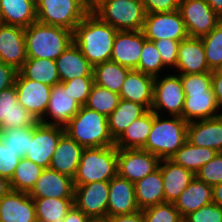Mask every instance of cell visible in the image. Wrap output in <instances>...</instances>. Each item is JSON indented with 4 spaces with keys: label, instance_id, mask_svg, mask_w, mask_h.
<instances>
[{
    "label": "cell",
    "instance_id": "cell-21",
    "mask_svg": "<svg viewBox=\"0 0 222 222\" xmlns=\"http://www.w3.org/2000/svg\"><path fill=\"white\" fill-rule=\"evenodd\" d=\"M1 222H37L34 200L28 193L11 190L0 199Z\"/></svg>",
    "mask_w": 222,
    "mask_h": 222
},
{
    "label": "cell",
    "instance_id": "cell-23",
    "mask_svg": "<svg viewBox=\"0 0 222 222\" xmlns=\"http://www.w3.org/2000/svg\"><path fill=\"white\" fill-rule=\"evenodd\" d=\"M138 210L134 183L117 174L109 181L107 216L132 214Z\"/></svg>",
    "mask_w": 222,
    "mask_h": 222
},
{
    "label": "cell",
    "instance_id": "cell-52",
    "mask_svg": "<svg viewBox=\"0 0 222 222\" xmlns=\"http://www.w3.org/2000/svg\"><path fill=\"white\" fill-rule=\"evenodd\" d=\"M108 222H144L142 210H138L132 214L107 216Z\"/></svg>",
    "mask_w": 222,
    "mask_h": 222
},
{
    "label": "cell",
    "instance_id": "cell-4",
    "mask_svg": "<svg viewBox=\"0 0 222 222\" xmlns=\"http://www.w3.org/2000/svg\"><path fill=\"white\" fill-rule=\"evenodd\" d=\"M166 117L153 112L151 132L142 148L160 159H170L187 141L188 122L178 116Z\"/></svg>",
    "mask_w": 222,
    "mask_h": 222
},
{
    "label": "cell",
    "instance_id": "cell-48",
    "mask_svg": "<svg viewBox=\"0 0 222 222\" xmlns=\"http://www.w3.org/2000/svg\"><path fill=\"white\" fill-rule=\"evenodd\" d=\"M21 157L7 147L0 138V176L11 179Z\"/></svg>",
    "mask_w": 222,
    "mask_h": 222
},
{
    "label": "cell",
    "instance_id": "cell-53",
    "mask_svg": "<svg viewBox=\"0 0 222 222\" xmlns=\"http://www.w3.org/2000/svg\"><path fill=\"white\" fill-rule=\"evenodd\" d=\"M92 219L74 205L67 212L63 222H90Z\"/></svg>",
    "mask_w": 222,
    "mask_h": 222
},
{
    "label": "cell",
    "instance_id": "cell-29",
    "mask_svg": "<svg viewBox=\"0 0 222 222\" xmlns=\"http://www.w3.org/2000/svg\"><path fill=\"white\" fill-rule=\"evenodd\" d=\"M213 202L212 186L196 177L174 202L180 216L184 218L190 212Z\"/></svg>",
    "mask_w": 222,
    "mask_h": 222
},
{
    "label": "cell",
    "instance_id": "cell-18",
    "mask_svg": "<svg viewBox=\"0 0 222 222\" xmlns=\"http://www.w3.org/2000/svg\"><path fill=\"white\" fill-rule=\"evenodd\" d=\"M26 60L25 28L0 23V62L19 71Z\"/></svg>",
    "mask_w": 222,
    "mask_h": 222
},
{
    "label": "cell",
    "instance_id": "cell-3",
    "mask_svg": "<svg viewBox=\"0 0 222 222\" xmlns=\"http://www.w3.org/2000/svg\"><path fill=\"white\" fill-rule=\"evenodd\" d=\"M73 42V31L35 21L25 28L27 58L56 60Z\"/></svg>",
    "mask_w": 222,
    "mask_h": 222
},
{
    "label": "cell",
    "instance_id": "cell-17",
    "mask_svg": "<svg viewBox=\"0 0 222 222\" xmlns=\"http://www.w3.org/2000/svg\"><path fill=\"white\" fill-rule=\"evenodd\" d=\"M146 40L142 30L117 31L113 42L110 61L130 69H136Z\"/></svg>",
    "mask_w": 222,
    "mask_h": 222
},
{
    "label": "cell",
    "instance_id": "cell-14",
    "mask_svg": "<svg viewBox=\"0 0 222 222\" xmlns=\"http://www.w3.org/2000/svg\"><path fill=\"white\" fill-rule=\"evenodd\" d=\"M160 158L144 149H118V175L135 183L159 167Z\"/></svg>",
    "mask_w": 222,
    "mask_h": 222
},
{
    "label": "cell",
    "instance_id": "cell-25",
    "mask_svg": "<svg viewBox=\"0 0 222 222\" xmlns=\"http://www.w3.org/2000/svg\"><path fill=\"white\" fill-rule=\"evenodd\" d=\"M154 80L150 75L131 69L121 87L120 99L144 105L150 110L153 104Z\"/></svg>",
    "mask_w": 222,
    "mask_h": 222
},
{
    "label": "cell",
    "instance_id": "cell-37",
    "mask_svg": "<svg viewBox=\"0 0 222 222\" xmlns=\"http://www.w3.org/2000/svg\"><path fill=\"white\" fill-rule=\"evenodd\" d=\"M37 222H63L74 198H33Z\"/></svg>",
    "mask_w": 222,
    "mask_h": 222
},
{
    "label": "cell",
    "instance_id": "cell-55",
    "mask_svg": "<svg viewBox=\"0 0 222 222\" xmlns=\"http://www.w3.org/2000/svg\"><path fill=\"white\" fill-rule=\"evenodd\" d=\"M10 180L0 176V199L11 191Z\"/></svg>",
    "mask_w": 222,
    "mask_h": 222
},
{
    "label": "cell",
    "instance_id": "cell-9",
    "mask_svg": "<svg viewBox=\"0 0 222 222\" xmlns=\"http://www.w3.org/2000/svg\"><path fill=\"white\" fill-rule=\"evenodd\" d=\"M172 71V74L155 77L151 110L162 116L168 114L167 116L182 117L185 94L180 75Z\"/></svg>",
    "mask_w": 222,
    "mask_h": 222
},
{
    "label": "cell",
    "instance_id": "cell-31",
    "mask_svg": "<svg viewBox=\"0 0 222 222\" xmlns=\"http://www.w3.org/2000/svg\"><path fill=\"white\" fill-rule=\"evenodd\" d=\"M135 198L140 210L165 202L163 177L158 167L145 178L134 183Z\"/></svg>",
    "mask_w": 222,
    "mask_h": 222
},
{
    "label": "cell",
    "instance_id": "cell-19",
    "mask_svg": "<svg viewBox=\"0 0 222 222\" xmlns=\"http://www.w3.org/2000/svg\"><path fill=\"white\" fill-rule=\"evenodd\" d=\"M38 122L19 104L15 85L0 91V130L34 127Z\"/></svg>",
    "mask_w": 222,
    "mask_h": 222
},
{
    "label": "cell",
    "instance_id": "cell-39",
    "mask_svg": "<svg viewBox=\"0 0 222 222\" xmlns=\"http://www.w3.org/2000/svg\"><path fill=\"white\" fill-rule=\"evenodd\" d=\"M119 100L118 93L93 84L84 106L108 117L118 106Z\"/></svg>",
    "mask_w": 222,
    "mask_h": 222
},
{
    "label": "cell",
    "instance_id": "cell-30",
    "mask_svg": "<svg viewBox=\"0 0 222 222\" xmlns=\"http://www.w3.org/2000/svg\"><path fill=\"white\" fill-rule=\"evenodd\" d=\"M0 23L26 28L37 21L36 0H0Z\"/></svg>",
    "mask_w": 222,
    "mask_h": 222
},
{
    "label": "cell",
    "instance_id": "cell-34",
    "mask_svg": "<svg viewBox=\"0 0 222 222\" xmlns=\"http://www.w3.org/2000/svg\"><path fill=\"white\" fill-rule=\"evenodd\" d=\"M217 154L216 150L202 148L186 141L170 160L196 174L202 166L211 161Z\"/></svg>",
    "mask_w": 222,
    "mask_h": 222
},
{
    "label": "cell",
    "instance_id": "cell-38",
    "mask_svg": "<svg viewBox=\"0 0 222 222\" xmlns=\"http://www.w3.org/2000/svg\"><path fill=\"white\" fill-rule=\"evenodd\" d=\"M43 169L44 168L25 157L21 158L10 179L11 189L29 193L40 177Z\"/></svg>",
    "mask_w": 222,
    "mask_h": 222
},
{
    "label": "cell",
    "instance_id": "cell-2",
    "mask_svg": "<svg viewBox=\"0 0 222 222\" xmlns=\"http://www.w3.org/2000/svg\"><path fill=\"white\" fill-rule=\"evenodd\" d=\"M185 94L182 118L187 121L215 118L222 115L212 89V71L179 74Z\"/></svg>",
    "mask_w": 222,
    "mask_h": 222
},
{
    "label": "cell",
    "instance_id": "cell-11",
    "mask_svg": "<svg viewBox=\"0 0 222 222\" xmlns=\"http://www.w3.org/2000/svg\"><path fill=\"white\" fill-rule=\"evenodd\" d=\"M142 32L148 41L162 39L181 41L188 37L179 10L146 14Z\"/></svg>",
    "mask_w": 222,
    "mask_h": 222
},
{
    "label": "cell",
    "instance_id": "cell-35",
    "mask_svg": "<svg viewBox=\"0 0 222 222\" xmlns=\"http://www.w3.org/2000/svg\"><path fill=\"white\" fill-rule=\"evenodd\" d=\"M19 72L27 79L38 81L51 87L60 83L55 60L27 58Z\"/></svg>",
    "mask_w": 222,
    "mask_h": 222
},
{
    "label": "cell",
    "instance_id": "cell-51",
    "mask_svg": "<svg viewBox=\"0 0 222 222\" xmlns=\"http://www.w3.org/2000/svg\"><path fill=\"white\" fill-rule=\"evenodd\" d=\"M212 89L219 108H222V69L212 71Z\"/></svg>",
    "mask_w": 222,
    "mask_h": 222
},
{
    "label": "cell",
    "instance_id": "cell-49",
    "mask_svg": "<svg viewBox=\"0 0 222 222\" xmlns=\"http://www.w3.org/2000/svg\"><path fill=\"white\" fill-rule=\"evenodd\" d=\"M146 14L172 12L179 9L180 0H141Z\"/></svg>",
    "mask_w": 222,
    "mask_h": 222
},
{
    "label": "cell",
    "instance_id": "cell-57",
    "mask_svg": "<svg viewBox=\"0 0 222 222\" xmlns=\"http://www.w3.org/2000/svg\"><path fill=\"white\" fill-rule=\"evenodd\" d=\"M83 5L92 12L103 0H81Z\"/></svg>",
    "mask_w": 222,
    "mask_h": 222
},
{
    "label": "cell",
    "instance_id": "cell-6",
    "mask_svg": "<svg viewBox=\"0 0 222 222\" xmlns=\"http://www.w3.org/2000/svg\"><path fill=\"white\" fill-rule=\"evenodd\" d=\"M117 151L115 145L84 148L73 178L74 185H84L97 181L109 182L118 174Z\"/></svg>",
    "mask_w": 222,
    "mask_h": 222
},
{
    "label": "cell",
    "instance_id": "cell-54",
    "mask_svg": "<svg viewBox=\"0 0 222 222\" xmlns=\"http://www.w3.org/2000/svg\"><path fill=\"white\" fill-rule=\"evenodd\" d=\"M213 203L222 207V183L212 186Z\"/></svg>",
    "mask_w": 222,
    "mask_h": 222
},
{
    "label": "cell",
    "instance_id": "cell-27",
    "mask_svg": "<svg viewBox=\"0 0 222 222\" xmlns=\"http://www.w3.org/2000/svg\"><path fill=\"white\" fill-rule=\"evenodd\" d=\"M83 149L69 135L64 133L58 141L49 168L73 179Z\"/></svg>",
    "mask_w": 222,
    "mask_h": 222
},
{
    "label": "cell",
    "instance_id": "cell-20",
    "mask_svg": "<svg viewBox=\"0 0 222 222\" xmlns=\"http://www.w3.org/2000/svg\"><path fill=\"white\" fill-rule=\"evenodd\" d=\"M74 188L72 178L45 168L28 195L32 198H74Z\"/></svg>",
    "mask_w": 222,
    "mask_h": 222
},
{
    "label": "cell",
    "instance_id": "cell-41",
    "mask_svg": "<svg viewBox=\"0 0 222 222\" xmlns=\"http://www.w3.org/2000/svg\"><path fill=\"white\" fill-rule=\"evenodd\" d=\"M33 127L10 128L0 130V138L3 143L16 152L21 158L29 152L30 141H32Z\"/></svg>",
    "mask_w": 222,
    "mask_h": 222
},
{
    "label": "cell",
    "instance_id": "cell-7",
    "mask_svg": "<svg viewBox=\"0 0 222 222\" xmlns=\"http://www.w3.org/2000/svg\"><path fill=\"white\" fill-rule=\"evenodd\" d=\"M92 12L117 31H140L146 17L141 0H103Z\"/></svg>",
    "mask_w": 222,
    "mask_h": 222
},
{
    "label": "cell",
    "instance_id": "cell-28",
    "mask_svg": "<svg viewBox=\"0 0 222 222\" xmlns=\"http://www.w3.org/2000/svg\"><path fill=\"white\" fill-rule=\"evenodd\" d=\"M55 62L60 82L69 81L76 77L93 76V66L74 42L66 48Z\"/></svg>",
    "mask_w": 222,
    "mask_h": 222
},
{
    "label": "cell",
    "instance_id": "cell-1",
    "mask_svg": "<svg viewBox=\"0 0 222 222\" xmlns=\"http://www.w3.org/2000/svg\"><path fill=\"white\" fill-rule=\"evenodd\" d=\"M117 30L89 12L73 31V42L94 67L110 61Z\"/></svg>",
    "mask_w": 222,
    "mask_h": 222
},
{
    "label": "cell",
    "instance_id": "cell-5",
    "mask_svg": "<svg viewBox=\"0 0 222 222\" xmlns=\"http://www.w3.org/2000/svg\"><path fill=\"white\" fill-rule=\"evenodd\" d=\"M64 128L65 133L83 148L115 145L107 117L86 106H82Z\"/></svg>",
    "mask_w": 222,
    "mask_h": 222
},
{
    "label": "cell",
    "instance_id": "cell-15",
    "mask_svg": "<svg viewBox=\"0 0 222 222\" xmlns=\"http://www.w3.org/2000/svg\"><path fill=\"white\" fill-rule=\"evenodd\" d=\"M14 85L19 104L40 121L46 113L52 87L27 79L19 71Z\"/></svg>",
    "mask_w": 222,
    "mask_h": 222
},
{
    "label": "cell",
    "instance_id": "cell-32",
    "mask_svg": "<svg viewBox=\"0 0 222 222\" xmlns=\"http://www.w3.org/2000/svg\"><path fill=\"white\" fill-rule=\"evenodd\" d=\"M153 125V111L150 109L137 118L115 140L117 149H142L149 137Z\"/></svg>",
    "mask_w": 222,
    "mask_h": 222
},
{
    "label": "cell",
    "instance_id": "cell-44",
    "mask_svg": "<svg viewBox=\"0 0 222 222\" xmlns=\"http://www.w3.org/2000/svg\"><path fill=\"white\" fill-rule=\"evenodd\" d=\"M62 83L64 84V89L68 91L71 98L75 99L81 106H84L94 84V77H76Z\"/></svg>",
    "mask_w": 222,
    "mask_h": 222
},
{
    "label": "cell",
    "instance_id": "cell-8",
    "mask_svg": "<svg viewBox=\"0 0 222 222\" xmlns=\"http://www.w3.org/2000/svg\"><path fill=\"white\" fill-rule=\"evenodd\" d=\"M89 12L81 0H36L37 21L71 31Z\"/></svg>",
    "mask_w": 222,
    "mask_h": 222
},
{
    "label": "cell",
    "instance_id": "cell-56",
    "mask_svg": "<svg viewBox=\"0 0 222 222\" xmlns=\"http://www.w3.org/2000/svg\"><path fill=\"white\" fill-rule=\"evenodd\" d=\"M215 13L222 18V0H206Z\"/></svg>",
    "mask_w": 222,
    "mask_h": 222
},
{
    "label": "cell",
    "instance_id": "cell-36",
    "mask_svg": "<svg viewBox=\"0 0 222 222\" xmlns=\"http://www.w3.org/2000/svg\"><path fill=\"white\" fill-rule=\"evenodd\" d=\"M130 70L112 61L100 63L93 67L94 84L119 94Z\"/></svg>",
    "mask_w": 222,
    "mask_h": 222
},
{
    "label": "cell",
    "instance_id": "cell-40",
    "mask_svg": "<svg viewBox=\"0 0 222 222\" xmlns=\"http://www.w3.org/2000/svg\"><path fill=\"white\" fill-rule=\"evenodd\" d=\"M201 40L209 69H222V21L210 33L201 37Z\"/></svg>",
    "mask_w": 222,
    "mask_h": 222
},
{
    "label": "cell",
    "instance_id": "cell-33",
    "mask_svg": "<svg viewBox=\"0 0 222 222\" xmlns=\"http://www.w3.org/2000/svg\"><path fill=\"white\" fill-rule=\"evenodd\" d=\"M148 109L144 105L120 99L116 109L107 117L111 137L115 141L137 118Z\"/></svg>",
    "mask_w": 222,
    "mask_h": 222
},
{
    "label": "cell",
    "instance_id": "cell-47",
    "mask_svg": "<svg viewBox=\"0 0 222 222\" xmlns=\"http://www.w3.org/2000/svg\"><path fill=\"white\" fill-rule=\"evenodd\" d=\"M156 45L157 50L159 51L163 64L166 68L175 69L177 59H178V45L180 41L172 39H162L152 41Z\"/></svg>",
    "mask_w": 222,
    "mask_h": 222
},
{
    "label": "cell",
    "instance_id": "cell-43",
    "mask_svg": "<svg viewBox=\"0 0 222 222\" xmlns=\"http://www.w3.org/2000/svg\"><path fill=\"white\" fill-rule=\"evenodd\" d=\"M144 222H182L174 203L164 202L142 209Z\"/></svg>",
    "mask_w": 222,
    "mask_h": 222
},
{
    "label": "cell",
    "instance_id": "cell-42",
    "mask_svg": "<svg viewBox=\"0 0 222 222\" xmlns=\"http://www.w3.org/2000/svg\"><path fill=\"white\" fill-rule=\"evenodd\" d=\"M168 70L164 64L156 45L152 41L146 40L141 51L138 67L135 70L141 71L144 74L152 77L164 74V70ZM162 71V72H161Z\"/></svg>",
    "mask_w": 222,
    "mask_h": 222
},
{
    "label": "cell",
    "instance_id": "cell-16",
    "mask_svg": "<svg viewBox=\"0 0 222 222\" xmlns=\"http://www.w3.org/2000/svg\"><path fill=\"white\" fill-rule=\"evenodd\" d=\"M81 107L64 89V84L57 83L52 86L46 113L39 122L65 127Z\"/></svg>",
    "mask_w": 222,
    "mask_h": 222
},
{
    "label": "cell",
    "instance_id": "cell-46",
    "mask_svg": "<svg viewBox=\"0 0 222 222\" xmlns=\"http://www.w3.org/2000/svg\"><path fill=\"white\" fill-rule=\"evenodd\" d=\"M183 222H222V207L212 202L190 212L183 218Z\"/></svg>",
    "mask_w": 222,
    "mask_h": 222
},
{
    "label": "cell",
    "instance_id": "cell-24",
    "mask_svg": "<svg viewBox=\"0 0 222 222\" xmlns=\"http://www.w3.org/2000/svg\"><path fill=\"white\" fill-rule=\"evenodd\" d=\"M187 141L192 145L222 152V115L188 122Z\"/></svg>",
    "mask_w": 222,
    "mask_h": 222
},
{
    "label": "cell",
    "instance_id": "cell-10",
    "mask_svg": "<svg viewBox=\"0 0 222 222\" xmlns=\"http://www.w3.org/2000/svg\"><path fill=\"white\" fill-rule=\"evenodd\" d=\"M178 10L189 37L201 38L222 21L206 0H180Z\"/></svg>",
    "mask_w": 222,
    "mask_h": 222
},
{
    "label": "cell",
    "instance_id": "cell-12",
    "mask_svg": "<svg viewBox=\"0 0 222 222\" xmlns=\"http://www.w3.org/2000/svg\"><path fill=\"white\" fill-rule=\"evenodd\" d=\"M64 133V127L38 122L33 127L32 141L25 158L44 169L49 168L58 141Z\"/></svg>",
    "mask_w": 222,
    "mask_h": 222
},
{
    "label": "cell",
    "instance_id": "cell-22",
    "mask_svg": "<svg viewBox=\"0 0 222 222\" xmlns=\"http://www.w3.org/2000/svg\"><path fill=\"white\" fill-rule=\"evenodd\" d=\"M177 74H198L211 70L208 67L201 38L187 37L178 45ZM179 71V72H178Z\"/></svg>",
    "mask_w": 222,
    "mask_h": 222
},
{
    "label": "cell",
    "instance_id": "cell-50",
    "mask_svg": "<svg viewBox=\"0 0 222 222\" xmlns=\"http://www.w3.org/2000/svg\"><path fill=\"white\" fill-rule=\"evenodd\" d=\"M17 73L14 67L0 62V91L15 84Z\"/></svg>",
    "mask_w": 222,
    "mask_h": 222
},
{
    "label": "cell",
    "instance_id": "cell-58",
    "mask_svg": "<svg viewBox=\"0 0 222 222\" xmlns=\"http://www.w3.org/2000/svg\"><path fill=\"white\" fill-rule=\"evenodd\" d=\"M90 222H108L107 219H92Z\"/></svg>",
    "mask_w": 222,
    "mask_h": 222
},
{
    "label": "cell",
    "instance_id": "cell-26",
    "mask_svg": "<svg viewBox=\"0 0 222 222\" xmlns=\"http://www.w3.org/2000/svg\"><path fill=\"white\" fill-rule=\"evenodd\" d=\"M159 167L163 177L165 202L174 203L189 186L195 174L170 159H161Z\"/></svg>",
    "mask_w": 222,
    "mask_h": 222
},
{
    "label": "cell",
    "instance_id": "cell-13",
    "mask_svg": "<svg viewBox=\"0 0 222 222\" xmlns=\"http://www.w3.org/2000/svg\"><path fill=\"white\" fill-rule=\"evenodd\" d=\"M74 186V206L91 219H106L109 182L97 181Z\"/></svg>",
    "mask_w": 222,
    "mask_h": 222
},
{
    "label": "cell",
    "instance_id": "cell-45",
    "mask_svg": "<svg viewBox=\"0 0 222 222\" xmlns=\"http://www.w3.org/2000/svg\"><path fill=\"white\" fill-rule=\"evenodd\" d=\"M195 177L211 186L222 183V152L202 166Z\"/></svg>",
    "mask_w": 222,
    "mask_h": 222
}]
</instances>
